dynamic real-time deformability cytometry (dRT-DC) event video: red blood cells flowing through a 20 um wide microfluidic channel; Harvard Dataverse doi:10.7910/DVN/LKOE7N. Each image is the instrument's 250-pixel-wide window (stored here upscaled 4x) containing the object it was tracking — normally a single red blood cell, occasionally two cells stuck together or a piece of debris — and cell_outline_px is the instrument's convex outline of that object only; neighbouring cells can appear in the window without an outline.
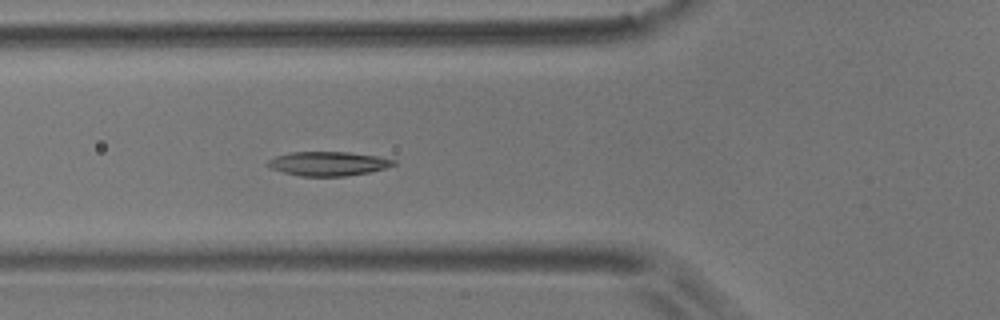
{"species": "common noctule bat (a hibernating species)", "species_latin": "Nyctalus noctula", "temperature_condition": "room temperature", "stored_images_in_passage": 6, "camera_frame_rate_fps": 3000, "um_per_image_px": 0.085, "animal": {"sex": "male", "body_mass_g": 17.9}, "frame": {"image": 1, "passage_image": 6, "time_ms": 5.667, "image_size_px": [1000, 320], "cell_outline_px": [[396, 164], [384, 168], [368, 172], [344, 176], [300, 176], [284, 172], [272, 168], [264, 164], [268, 160], [276, 156], [288, 152], [348, 152], [380, 156], [396, 160]], "centroid_in_image_um": [27.89, 13.9], "position_along_channel_um": 97.9, "area_um2": 17.69}}